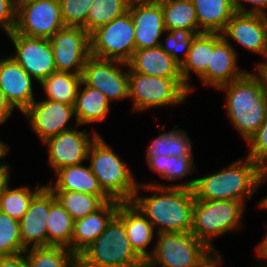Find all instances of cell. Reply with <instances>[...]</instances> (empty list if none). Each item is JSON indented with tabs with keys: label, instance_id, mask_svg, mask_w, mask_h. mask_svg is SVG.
Instances as JSON below:
<instances>
[{
	"label": "cell",
	"instance_id": "6da1fadb",
	"mask_svg": "<svg viewBox=\"0 0 267 267\" xmlns=\"http://www.w3.org/2000/svg\"><path fill=\"white\" fill-rule=\"evenodd\" d=\"M154 191L152 196H137L139 189ZM194 194L191 188L170 187L160 183L139 184L131 202L160 233H190Z\"/></svg>",
	"mask_w": 267,
	"mask_h": 267
},
{
	"label": "cell",
	"instance_id": "7a4b0ae2",
	"mask_svg": "<svg viewBox=\"0 0 267 267\" xmlns=\"http://www.w3.org/2000/svg\"><path fill=\"white\" fill-rule=\"evenodd\" d=\"M264 170L249 157L236 160L227 168L202 178H195L170 187L193 190L197 200H237L245 203L265 180Z\"/></svg>",
	"mask_w": 267,
	"mask_h": 267
},
{
	"label": "cell",
	"instance_id": "3957f363",
	"mask_svg": "<svg viewBox=\"0 0 267 267\" xmlns=\"http://www.w3.org/2000/svg\"><path fill=\"white\" fill-rule=\"evenodd\" d=\"M218 89L227 92L226 112L236 130L248 142L267 116V97L258 80L248 72Z\"/></svg>",
	"mask_w": 267,
	"mask_h": 267
},
{
	"label": "cell",
	"instance_id": "277c9868",
	"mask_svg": "<svg viewBox=\"0 0 267 267\" xmlns=\"http://www.w3.org/2000/svg\"><path fill=\"white\" fill-rule=\"evenodd\" d=\"M78 267H145L134 251L123 221L115 215L100 236L78 255Z\"/></svg>",
	"mask_w": 267,
	"mask_h": 267
},
{
	"label": "cell",
	"instance_id": "5b68a950",
	"mask_svg": "<svg viewBox=\"0 0 267 267\" xmlns=\"http://www.w3.org/2000/svg\"><path fill=\"white\" fill-rule=\"evenodd\" d=\"M111 147L98 135L92 142L88 158L90 168L102 190L114 200L131 201L138 184L134 175Z\"/></svg>",
	"mask_w": 267,
	"mask_h": 267
},
{
	"label": "cell",
	"instance_id": "8992f818",
	"mask_svg": "<svg viewBox=\"0 0 267 267\" xmlns=\"http://www.w3.org/2000/svg\"><path fill=\"white\" fill-rule=\"evenodd\" d=\"M245 203L237 200L194 201L191 234L215 251L213 237L241 228Z\"/></svg>",
	"mask_w": 267,
	"mask_h": 267
},
{
	"label": "cell",
	"instance_id": "52a82bcc",
	"mask_svg": "<svg viewBox=\"0 0 267 267\" xmlns=\"http://www.w3.org/2000/svg\"><path fill=\"white\" fill-rule=\"evenodd\" d=\"M128 68L129 98L134 100V111L179 104L190 93L183 79L145 75Z\"/></svg>",
	"mask_w": 267,
	"mask_h": 267
},
{
	"label": "cell",
	"instance_id": "ba28073f",
	"mask_svg": "<svg viewBox=\"0 0 267 267\" xmlns=\"http://www.w3.org/2000/svg\"><path fill=\"white\" fill-rule=\"evenodd\" d=\"M145 267H197L213 250L190 233H160Z\"/></svg>",
	"mask_w": 267,
	"mask_h": 267
},
{
	"label": "cell",
	"instance_id": "9c48e42d",
	"mask_svg": "<svg viewBox=\"0 0 267 267\" xmlns=\"http://www.w3.org/2000/svg\"><path fill=\"white\" fill-rule=\"evenodd\" d=\"M135 50V28L129 12L90 34L91 56L128 63Z\"/></svg>",
	"mask_w": 267,
	"mask_h": 267
},
{
	"label": "cell",
	"instance_id": "30bf717a",
	"mask_svg": "<svg viewBox=\"0 0 267 267\" xmlns=\"http://www.w3.org/2000/svg\"><path fill=\"white\" fill-rule=\"evenodd\" d=\"M64 27L59 0H30L17 5V33L50 39Z\"/></svg>",
	"mask_w": 267,
	"mask_h": 267
},
{
	"label": "cell",
	"instance_id": "8fae6325",
	"mask_svg": "<svg viewBox=\"0 0 267 267\" xmlns=\"http://www.w3.org/2000/svg\"><path fill=\"white\" fill-rule=\"evenodd\" d=\"M56 70L82 74L90 54V35L83 27L65 26L50 39Z\"/></svg>",
	"mask_w": 267,
	"mask_h": 267
},
{
	"label": "cell",
	"instance_id": "7c38bea8",
	"mask_svg": "<svg viewBox=\"0 0 267 267\" xmlns=\"http://www.w3.org/2000/svg\"><path fill=\"white\" fill-rule=\"evenodd\" d=\"M122 65L128 68V63L90 55L81 74L82 81L87 86L101 91L109 101L128 98V71L122 72L119 68Z\"/></svg>",
	"mask_w": 267,
	"mask_h": 267
},
{
	"label": "cell",
	"instance_id": "4fadbf2b",
	"mask_svg": "<svg viewBox=\"0 0 267 267\" xmlns=\"http://www.w3.org/2000/svg\"><path fill=\"white\" fill-rule=\"evenodd\" d=\"M7 36L16 49L15 55L11 56L37 82L40 83L57 71L49 39L27 37L15 30L8 33Z\"/></svg>",
	"mask_w": 267,
	"mask_h": 267
},
{
	"label": "cell",
	"instance_id": "5bb4252c",
	"mask_svg": "<svg viewBox=\"0 0 267 267\" xmlns=\"http://www.w3.org/2000/svg\"><path fill=\"white\" fill-rule=\"evenodd\" d=\"M41 142L71 130L67 122L75 116L74 107L54 100L34 101L23 113Z\"/></svg>",
	"mask_w": 267,
	"mask_h": 267
},
{
	"label": "cell",
	"instance_id": "9a60e30c",
	"mask_svg": "<svg viewBox=\"0 0 267 267\" xmlns=\"http://www.w3.org/2000/svg\"><path fill=\"white\" fill-rule=\"evenodd\" d=\"M98 135L94 132L93 139L90 140L86 129L78 131L73 128L49 138L44 142L49 147V164L55 172L65 166L82 164L88 158L89 148Z\"/></svg>",
	"mask_w": 267,
	"mask_h": 267
},
{
	"label": "cell",
	"instance_id": "2e32d148",
	"mask_svg": "<svg viewBox=\"0 0 267 267\" xmlns=\"http://www.w3.org/2000/svg\"><path fill=\"white\" fill-rule=\"evenodd\" d=\"M222 36L267 58V15L235 12Z\"/></svg>",
	"mask_w": 267,
	"mask_h": 267
},
{
	"label": "cell",
	"instance_id": "e0dca14e",
	"mask_svg": "<svg viewBox=\"0 0 267 267\" xmlns=\"http://www.w3.org/2000/svg\"><path fill=\"white\" fill-rule=\"evenodd\" d=\"M56 200L52 190L46 185L31 200L28 211L20 222V235L24 250L47 246V216L51 204Z\"/></svg>",
	"mask_w": 267,
	"mask_h": 267
},
{
	"label": "cell",
	"instance_id": "ac0fdd59",
	"mask_svg": "<svg viewBox=\"0 0 267 267\" xmlns=\"http://www.w3.org/2000/svg\"><path fill=\"white\" fill-rule=\"evenodd\" d=\"M128 12L135 28L136 50L160 46V36L166 32L161 3L158 0L131 2Z\"/></svg>",
	"mask_w": 267,
	"mask_h": 267
},
{
	"label": "cell",
	"instance_id": "d6986e66",
	"mask_svg": "<svg viewBox=\"0 0 267 267\" xmlns=\"http://www.w3.org/2000/svg\"><path fill=\"white\" fill-rule=\"evenodd\" d=\"M237 53L222 33H213V52L207 71L199 78L207 85L218 89L224 84L242 78L247 72L237 66Z\"/></svg>",
	"mask_w": 267,
	"mask_h": 267
},
{
	"label": "cell",
	"instance_id": "ffe728a7",
	"mask_svg": "<svg viewBox=\"0 0 267 267\" xmlns=\"http://www.w3.org/2000/svg\"><path fill=\"white\" fill-rule=\"evenodd\" d=\"M0 90L21 113L35 101L32 77L12 56L0 59Z\"/></svg>",
	"mask_w": 267,
	"mask_h": 267
},
{
	"label": "cell",
	"instance_id": "44dd1931",
	"mask_svg": "<svg viewBox=\"0 0 267 267\" xmlns=\"http://www.w3.org/2000/svg\"><path fill=\"white\" fill-rule=\"evenodd\" d=\"M118 208L119 201L112 199L105 202L95 212L74 221L71 252L78 256L92 244L117 214Z\"/></svg>",
	"mask_w": 267,
	"mask_h": 267
},
{
	"label": "cell",
	"instance_id": "7402d4cb",
	"mask_svg": "<svg viewBox=\"0 0 267 267\" xmlns=\"http://www.w3.org/2000/svg\"><path fill=\"white\" fill-rule=\"evenodd\" d=\"M116 215L124 223L132 248L146 262L150 257L146 247L152 242L155 233L153 225L131 201H119Z\"/></svg>",
	"mask_w": 267,
	"mask_h": 267
},
{
	"label": "cell",
	"instance_id": "603a6c76",
	"mask_svg": "<svg viewBox=\"0 0 267 267\" xmlns=\"http://www.w3.org/2000/svg\"><path fill=\"white\" fill-rule=\"evenodd\" d=\"M128 66L145 75L182 79L180 65L160 46L135 50Z\"/></svg>",
	"mask_w": 267,
	"mask_h": 267
},
{
	"label": "cell",
	"instance_id": "cb8c5ba5",
	"mask_svg": "<svg viewBox=\"0 0 267 267\" xmlns=\"http://www.w3.org/2000/svg\"><path fill=\"white\" fill-rule=\"evenodd\" d=\"M56 183L47 185L51 190H66L98 196L104 203L112 200L100 187L90 166L71 165L56 171Z\"/></svg>",
	"mask_w": 267,
	"mask_h": 267
},
{
	"label": "cell",
	"instance_id": "d4e9b609",
	"mask_svg": "<svg viewBox=\"0 0 267 267\" xmlns=\"http://www.w3.org/2000/svg\"><path fill=\"white\" fill-rule=\"evenodd\" d=\"M199 29L207 33H222L235 10L233 0H192Z\"/></svg>",
	"mask_w": 267,
	"mask_h": 267
},
{
	"label": "cell",
	"instance_id": "484cf974",
	"mask_svg": "<svg viewBox=\"0 0 267 267\" xmlns=\"http://www.w3.org/2000/svg\"><path fill=\"white\" fill-rule=\"evenodd\" d=\"M81 85L84 89L81 90ZM110 101L98 89L87 86L81 82L77 97L74 103L76 125H83L90 122H102L106 119Z\"/></svg>",
	"mask_w": 267,
	"mask_h": 267
},
{
	"label": "cell",
	"instance_id": "4316f807",
	"mask_svg": "<svg viewBox=\"0 0 267 267\" xmlns=\"http://www.w3.org/2000/svg\"><path fill=\"white\" fill-rule=\"evenodd\" d=\"M212 52L213 33L203 32L193 37L188 56L180 65L181 77L190 92L194 89L188 82L190 71L201 77L207 71Z\"/></svg>",
	"mask_w": 267,
	"mask_h": 267
},
{
	"label": "cell",
	"instance_id": "83f0119b",
	"mask_svg": "<svg viewBox=\"0 0 267 267\" xmlns=\"http://www.w3.org/2000/svg\"><path fill=\"white\" fill-rule=\"evenodd\" d=\"M163 10L166 32L174 29H186L192 34L203 33L198 26L195 7L192 0H158Z\"/></svg>",
	"mask_w": 267,
	"mask_h": 267
},
{
	"label": "cell",
	"instance_id": "f1b7e54d",
	"mask_svg": "<svg viewBox=\"0 0 267 267\" xmlns=\"http://www.w3.org/2000/svg\"><path fill=\"white\" fill-rule=\"evenodd\" d=\"M81 82V74L56 71L43 79L39 85L43 87L48 100L74 106Z\"/></svg>",
	"mask_w": 267,
	"mask_h": 267
},
{
	"label": "cell",
	"instance_id": "f546056e",
	"mask_svg": "<svg viewBox=\"0 0 267 267\" xmlns=\"http://www.w3.org/2000/svg\"><path fill=\"white\" fill-rule=\"evenodd\" d=\"M47 246H63L71 251L74 220L56 199L47 216Z\"/></svg>",
	"mask_w": 267,
	"mask_h": 267
},
{
	"label": "cell",
	"instance_id": "4dcf8cb0",
	"mask_svg": "<svg viewBox=\"0 0 267 267\" xmlns=\"http://www.w3.org/2000/svg\"><path fill=\"white\" fill-rule=\"evenodd\" d=\"M24 252L30 267H78V256L63 246L30 247Z\"/></svg>",
	"mask_w": 267,
	"mask_h": 267
},
{
	"label": "cell",
	"instance_id": "1f68e13d",
	"mask_svg": "<svg viewBox=\"0 0 267 267\" xmlns=\"http://www.w3.org/2000/svg\"><path fill=\"white\" fill-rule=\"evenodd\" d=\"M129 6L128 0H94L83 28L90 35L97 28L127 13Z\"/></svg>",
	"mask_w": 267,
	"mask_h": 267
},
{
	"label": "cell",
	"instance_id": "d6a6232c",
	"mask_svg": "<svg viewBox=\"0 0 267 267\" xmlns=\"http://www.w3.org/2000/svg\"><path fill=\"white\" fill-rule=\"evenodd\" d=\"M58 202L74 221L95 212L104 202L96 195L77 191L52 190Z\"/></svg>",
	"mask_w": 267,
	"mask_h": 267
},
{
	"label": "cell",
	"instance_id": "836d02e7",
	"mask_svg": "<svg viewBox=\"0 0 267 267\" xmlns=\"http://www.w3.org/2000/svg\"><path fill=\"white\" fill-rule=\"evenodd\" d=\"M147 165L150 169L158 172L162 178L167 180H176L186 175H191L195 169L194 158L192 154L181 156L158 155L156 157H146Z\"/></svg>",
	"mask_w": 267,
	"mask_h": 267
},
{
	"label": "cell",
	"instance_id": "e575fe53",
	"mask_svg": "<svg viewBox=\"0 0 267 267\" xmlns=\"http://www.w3.org/2000/svg\"><path fill=\"white\" fill-rule=\"evenodd\" d=\"M192 143L184 130H172L170 132L160 133L152 141L147 149L146 157H156L158 155L181 156L192 154Z\"/></svg>",
	"mask_w": 267,
	"mask_h": 267
},
{
	"label": "cell",
	"instance_id": "d590c367",
	"mask_svg": "<svg viewBox=\"0 0 267 267\" xmlns=\"http://www.w3.org/2000/svg\"><path fill=\"white\" fill-rule=\"evenodd\" d=\"M42 188L37 185L35 190L31 191L25 186L11 189L8 185L0 199V212L20 221L28 211L31 200Z\"/></svg>",
	"mask_w": 267,
	"mask_h": 267
},
{
	"label": "cell",
	"instance_id": "8d00e7d4",
	"mask_svg": "<svg viewBox=\"0 0 267 267\" xmlns=\"http://www.w3.org/2000/svg\"><path fill=\"white\" fill-rule=\"evenodd\" d=\"M20 235V222L0 212V256L24 252Z\"/></svg>",
	"mask_w": 267,
	"mask_h": 267
},
{
	"label": "cell",
	"instance_id": "74e56055",
	"mask_svg": "<svg viewBox=\"0 0 267 267\" xmlns=\"http://www.w3.org/2000/svg\"><path fill=\"white\" fill-rule=\"evenodd\" d=\"M166 44L160 43V47L169 54L179 65H181L187 58L192 39L195 34H192L186 29H174L167 31ZM184 50V57L179 58L177 52Z\"/></svg>",
	"mask_w": 267,
	"mask_h": 267
},
{
	"label": "cell",
	"instance_id": "f35d334b",
	"mask_svg": "<svg viewBox=\"0 0 267 267\" xmlns=\"http://www.w3.org/2000/svg\"><path fill=\"white\" fill-rule=\"evenodd\" d=\"M93 1L59 0L63 24L71 27H84Z\"/></svg>",
	"mask_w": 267,
	"mask_h": 267
},
{
	"label": "cell",
	"instance_id": "ab89813d",
	"mask_svg": "<svg viewBox=\"0 0 267 267\" xmlns=\"http://www.w3.org/2000/svg\"><path fill=\"white\" fill-rule=\"evenodd\" d=\"M250 145L249 157L263 170L267 168V116L258 131L248 140Z\"/></svg>",
	"mask_w": 267,
	"mask_h": 267
},
{
	"label": "cell",
	"instance_id": "60d3db41",
	"mask_svg": "<svg viewBox=\"0 0 267 267\" xmlns=\"http://www.w3.org/2000/svg\"><path fill=\"white\" fill-rule=\"evenodd\" d=\"M17 6L14 0H0V27L11 33L16 27Z\"/></svg>",
	"mask_w": 267,
	"mask_h": 267
},
{
	"label": "cell",
	"instance_id": "b9f144b4",
	"mask_svg": "<svg viewBox=\"0 0 267 267\" xmlns=\"http://www.w3.org/2000/svg\"><path fill=\"white\" fill-rule=\"evenodd\" d=\"M247 2L253 7L251 9L245 8L242 5V2ZM233 7L235 12H242V13H256V14H263L266 15L264 9L267 8V0H233Z\"/></svg>",
	"mask_w": 267,
	"mask_h": 267
},
{
	"label": "cell",
	"instance_id": "7bdbcfd3",
	"mask_svg": "<svg viewBox=\"0 0 267 267\" xmlns=\"http://www.w3.org/2000/svg\"><path fill=\"white\" fill-rule=\"evenodd\" d=\"M0 267H30L25 252L0 256Z\"/></svg>",
	"mask_w": 267,
	"mask_h": 267
},
{
	"label": "cell",
	"instance_id": "ee69618b",
	"mask_svg": "<svg viewBox=\"0 0 267 267\" xmlns=\"http://www.w3.org/2000/svg\"><path fill=\"white\" fill-rule=\"evenodd\" d=\"M257 74L252 75L258 80L263 94L267 97V61L257 64Z\"/></svg>",
	"mask_w": 267,
	"mask_h": 267
},
{
	"label": "cell",
	"instance_id": "f6af8a7d",
	"mask_svg": "<svg viewBox=\"0 0 267 267\" xmlns=\"http://www.w3.org/2000/svg\"><path fill=\"white\" fill-rule=\"evenodd\" d=\"M14 108L7 101L5 95L0 90V124L8 120Z\"/></svg>",
	"mask_w": 267,
	"mask_h": 267
},
{
	"label": "cell",
	"instance_id": "bcb514c9",
	"mask_svg": "<svg viewBox=\"0 0 267 267\" xmlns=\"http://www.w3.org/2000/svg\"><path fill=\"white\" fill-rule=\"evenodd\" d=\"M216 253V257L214 258L213 254ZM212 254V255H211ZM222 256L218 253L217 250L212 251L207 257H205L197 267H218V265L222 262L221 260Z\"/></svg>",
	"mask_w": 267,
	"mask_h": 267
},
{
	"label": "cell",
	"instance_id": "7dc6e473",
	"mask_svg": "<svg viewBox=\"0 0 267 267\" xmlns=\"http://www.w3.org/2000/svg\"><path fill=\"white\" fill-rule=\"evenodd\" d=\"M4 162H2L0 164V199L3 195V192L5 190V188L8 186L9 183V167L7 164H3Z\"/></svg>",
	"mask_w": 267,
	"mask_h": 267
},
{
	"label": "cell",
	"instance_id": "c3c4849f",
	"mask_svg": "<svg viewBox=\"0 0 267 267\" xmlns=\"http://www.w3.org/2000/svg\"><path fill=\"white\" fill-rule=\"evenodd\" d=\"M258 257L267 260V235L257 247ZM267 266V265H265Z\"/></svg>",
	"mask_w": 267,
	"mask_h": 267
},
{
	"label": "cell",
	"instance_id": "681fc988",
	"mask_svg": "<svg viewBox=\"0 0 267 267\" xmlns=\"http://www.w3.org/2000/svg\"><path fill=\"white\" fill-rule=\"evenodd\" d=\"M9 147L6 143L0 141V159L7 154Z\"/></svg>",
	"mask_w": 267,
	"mask_h": 267
},
{
	"label": "cell",
	"instance_id": "f907efd6",
	"mask_svg": "<svg viewBox=\"0 0 267 267\" xmlns=\"http://www.w3.org/2000/svg\"><path fill=\"white\" fill-rule=\"evenodd\" d=\"M259 207L267 209V196L261 200Z\"/></svg>",
	"mask_w": 267,
	"mask_h": 267
},
{
	"label": "cell",
	"instance_id": "816d5d0a",
	"mask_svg": "<svg viewBox=\"0 0 267 267\" xmlns=\"http://www.w3.org/2000/svg\"><path fill=\"white\" fill-rule=\"evenodd\" d=\"M15 1V4L16 6L20 3H24V2H27V1H30V0H14Z\"/></svg>",
	"mask_w": 267,
	"mask_h": 267
},
{
	"label": "cell",
	"instance_id": "f5cc1de1",
	"mask_svg": "<svg viewBox=\"0 0 267 267\" xmlns=\"http://www.w3.org/2000/svg\"><path fill=\"white\" fill-rule=\"evenodd\" d=\"M128 1L131 3V2L150 1V0H128Z\"/></svg>",
	"mask_w": 267,
	"mask_h": 267
},
{
	"label": "cell",
	"instance_id": "db71d44e",
	"mask_svg": "<svg viewBox=\"0 0 267 267\" xmlns=\"http://www.w3.org/2000/svg\"><path fill=\"white\" fill-rule=\"evenodd\" d=\"M265 178H267V168L264 170Z\"/></svg>",
	"mask_w": 267,
	"mask_h": 267
}]
</instances>
